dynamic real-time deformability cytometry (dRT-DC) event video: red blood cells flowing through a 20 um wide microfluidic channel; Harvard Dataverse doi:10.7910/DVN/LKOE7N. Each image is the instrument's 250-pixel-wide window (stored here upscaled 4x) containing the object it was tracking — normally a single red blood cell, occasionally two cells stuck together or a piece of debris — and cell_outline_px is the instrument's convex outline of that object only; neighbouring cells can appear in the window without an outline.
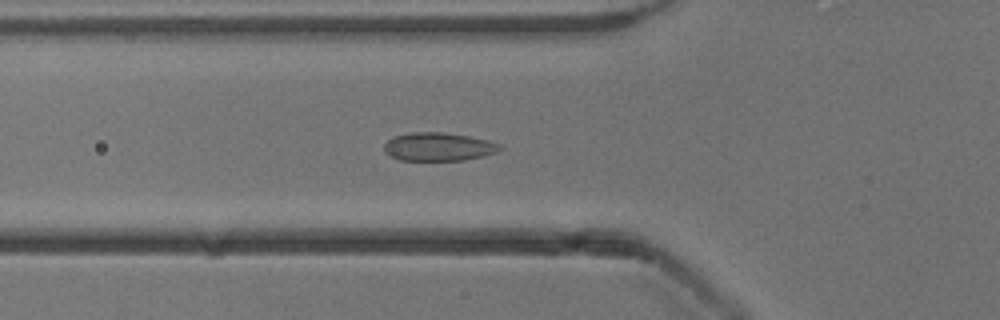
{"species": "common noctule bat (a hibernating species)", "species_latin": "Nyctalus noctula", "temperature_condition": "cold", "stored_images_in_passage": 46, "camera_frame_rate_fps": 3000, "um_per_image_px": 0.085, "animal": {"sex": "male", "body_mass_g": 13.3}, "frame": {"image": 1, "passage_image": 11, "time_ms": 3.333, "image_size_px": [1000, 320], "cell_outline_px": [[504, 148], [496, 152], [484, 156], [464, 160], [400, 160], [388, 156], [384, 152], [384, 144], [388, 140], [396, 136], [412, 132], [444, 132], [468, 136], [488, 140], [500, 144]], "centroid_in_image_um": [37.27, 12.48], "position_along_channel_um": 88.5, "area_um2": 19.19}}
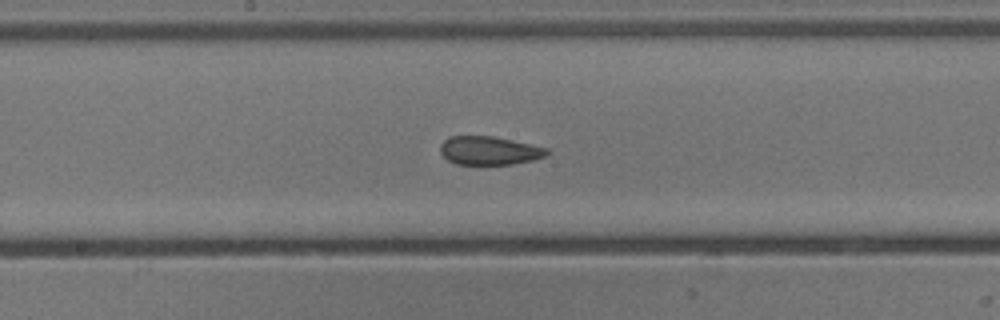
{"frame": {"image": 2, "passage_image": 20, "time_ms": 6.333, "image_size_px": [1000, 320], "cell_outline_px": [[548, 156], [532, 160], [512, 164], [456, 164], [448, 160], [440, 152], [440, 144], [448, 136], [492, 136], [512, 140], [548, 148]], "centroid_in_image_um": [41.58, 12.79], "position_along_channel_um": 206.6, "area_um2": 17.69}}
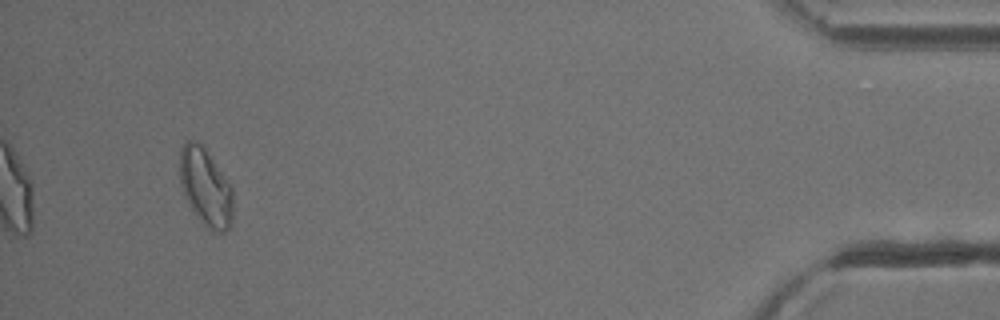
{"frame": {"image": 3, "passage_image": 42, "time_ms": 13.667, "image_size_px": [1000, 320], "cell_outline_px": [[232, 220], [228, 228], [224, 232], [212, 232], [200, 220], [184, 196], [180, 184], [180, 148], [184, 140], [192, 140], [200, 144], [204, 148], [232, 188]], "centroid_in_image_um": [17.45, 15.92], "position_along_channel_um": 417.7, "area_um2": 23.7}}